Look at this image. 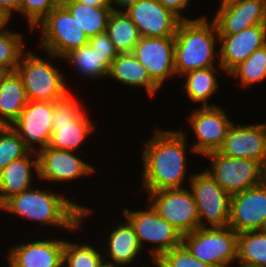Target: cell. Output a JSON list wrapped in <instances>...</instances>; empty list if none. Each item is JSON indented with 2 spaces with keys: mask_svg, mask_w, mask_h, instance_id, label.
I'll return each mask as SVG.
<instances>
[{
  "mask_svg": "<svg viewBox=\"0 0 266 267\" xmlns=\"http://www.w3.org/2000/svg\"><path fill=\"white\" fill-rule=\"evenodd\" d=\"M155 127L151 138L146 139L141 148V191L187 187L194 172H188L189 157L193 150L187 143L189 133L185 129L165 130ZM192 173V174H191ZM187 177V178H186ZM186 182V185H185ZM185 185V186H184Z\"/></svg>",
  "mask_w": 266,
  "mask_h": 267,
  "instance_id": "obj_1",
  "label": "cell"
},
{
  "mask_svg": "<svg viewBox=\"0 0 266 267\" xmlns=\"http://www.w3.org/2000/svg\"><path fill=\"white\" fill-rule=\"evenodd\" d=\"M36 188L33 186L28 190L11 196L1 206L0 211L7 212L17 217H21L32 224L39 223L45 228H59L57 230H66L75 233L85 227L83 223L94 215V209L81 203H76L74 197L71 199L65 196V192H58L50 188ZM56 191V192H55Z\"/></svg>",
  "mask_w": 266,
  "mask_h": 267,
  "instance_id": "obj_2",
  "label": "cell"
},
{
  "mask_svg": "<svg viewBox=\"0 0 266 267\" xmlns=\"http://www.w3.org/2000/svg\"><path fill=\"white\" fill-rule=\"evenodd\" d=\"M192 20H181L175 35V74L183 75L197 69L221 67L219 35L215 22L206 14ZM211 20V21H209Z\"/></svg>",
  "mask_w": 266,
  "mask_h": 267,
  "instance_id": "obj_3",
  "label": "cell"
},
{
  "mask_svg": "<svg viewBox=\"0 0 266 267\" xmlns=\"http://www.w3.org/2000/svg\"><path fill=\"white\" fill-rule=\"evenodd\" d=\"M40 57L35 51L27 50L22 54L16 72L21 77L28 101L54 102L62 98L71 89L68 78L53 60L60 57L45 52ZM53 58V59H52ZM50 59V60H48ZM68 81V82H67ZM70 88H69V87Z\"/></svg>",
  "mask_w": 266,
  "mask_h": 267,
  "instance_id": "obj_4",
  "label": "cell"
},
{
  "mask_svg": "<svg viewBox=\"0 0 266 267\" xmlns=\"http://www.w3.org/2000/svg\"><path fill=\"white\" fill-rule=\"evenodd\" d=\"M81 101L70 90L62 98L53 102L50 148L85 152L81 151V147L88 142L90 136L95 134L98 125L88 117L86 107Z\"/></svg>",
  "mask_w": 266,
  "mask_h": 267,
  "instance_id": "obj_5",
  "label": "cell"
},
{
  "mask_svg": "<svg viewBox=\"0 0 266 267\" xmlns=\"http://www.w3.org/2000/svg\"><path fill=\"white\" fill-rule=\"evenodd\" d=\"M147 204L143 210L135 207L132 210L124 206L122 214L134 227L144 252L145 245L149 247L146 248V254H150L149 260H157L163 253L181 245L183 235Z\"/></svg>",
  "mask_w": 266,
  "mask_h": 267,
  "instance_id": "obj_6",
  "label": "cell"
},
{
  "mask_svg": "<svg viewBox=\"0 0 266 267\" xmlns=\"http://www.w3.org/2000/svg\"><path fill=\"white\" fill-rule=\"evenodd\" d=\"M182 244L195 258L213 267H231L237 260L238 233L229 226L199 227L183 235Z\"/></svg>",
  "mask_w": 266,
  "mask_h": 267,
  "instance_id": "obj_7",
  "label": "cell"
},
{
  "mask_svg": "<svg viewBox=\"0 0 266 267\" xmlns=\"http://www.w3.org/2000/svg\"><path fill=\"white\" fill-rule=\"evenodd\" d=\"M37 30L40 32L37 49L42 48L43 52L61 59L89 41L76 19L62 4L55 7L33 32Z\"/></svg>",
  "mask_w": 266,
  "mask_h": 267,
  "instance_id": "obj_8",
  "label": "cell"
},
{
  "mask_svg": "<svg viewBox=\"0 0 266 267\" xmlns=\"http://www.w3.org/2000/svg\"><path fill=\"white\" fill-rule=\"evenodd\" d=\"M188 187L198 207L199 227L229 226L231 196L205 169L193 173Z\"/></svg>",
  "mask_w": 266,
  "mask_h": 267,
  "instance_id": "obj_9",
  "label": "cell"
},
{
  "mask_svg": "<svg viewBox=\"0 0 266 267\" xmlns=\"http://www.w3.org/2000/svg\"><path fill=\"white\" fill-rule=\"evenodd\" d=\"M203 157L210 164L204 169L230 196L263 183V165L257 161L231 158L218 151Z\"/></svg>",
  "mask_w": 266,
  "mask_h": 267,
  "instance_id": "obj_10",
  "label": "cell"
},
{
  "mask_svg": "<svg viewBox=\"0 0 266 267\" xmlns=\"http://www.w3.org/2000/svg\"><path fill=\"white\" fill-rule=\"evenodd\" d=\"M147 203L182 235L199 228V213L189 187L145 193Z\"/></svg>",
  "mask_w": 266,
  "mask_h": 267,
  "instance_id": "obj_11",
  "label": "cell"
},
{
  "mask_svg": "<svg viewBox=\"0 0 266 267\" xmlns=\"http://www.w3.org/2000/svg\"><path fill=\"white\" fill-rule=\"evenodd\" d=\"M225 108L218 106H197L186 116L187 126L195 135L192 148L202 156L217 151L223 144L234 121Z\"/></svg>",
  "mask_w": 266,
  "mask_h": 267,
  "instance_id": "obj_12",
  "label": "cell"
},
{
  "mask_svg": "<svg viewBox=\"0 0 266 267\" xmlns=\"http://www.w3.org/2000/svg\"><path fill=\"white\" fill-rule=\"evenodd\" d=\"M84 152L66 151L47 146L37 152L38 179L48 183H76L98 172L93 164L86 162L80 155ZM81 157V158H80Z\"/></svg>",
  "mask_w": 266,
  "mask_h": 267,
  "instance_id": "obj_13",
  "label": "cell"
},
{
  "mask_svg": "<svg viewBox=\"0 0 266 267\" xmlns=\"http://www.w3.org/2000/svg\"><path fill=\"white\" fill-rule=\"evenodd\" d=\"M213 16L218 35H233L255 25H266V0H218Z\"/></svg>",
  "mask_w": 266,
  "mask_h": 267,
  "instance_id": "obj_14",
  "label": "cell"
},
{
  "mask_svg": "<svg viewBox=\"0 0 266 267\" xmlns=\"http://www.w3.org/2000/svg\"><path fill=\"white\" fill-rule=\"evenodd\" d=\"M175 37H141L133 54L146 68L152 81L162 89L172 77L174 67Z\"/></svg>",
  "mask_w": 266,
  "mask_h": 267,
  "instance_id": "obj_15",
  "label": "cell"
},
{
  "mask_svg": "<svg viewBox=\"0 0 266 267\" xmlns=\"http://www.w3.org/2000/svg\"><path fill=\"white\" fill-rule=\"evenodd\" d=\"M141 37H175L181 19L158 0H135L122 9Z\"/></svg>",
  "mask_w": 266,
  "mask_h": 267,
  "instance_id": "obj_16",
  "label": "cell"
},
{
  "mask_svg": "<svg viewBox=\"0 0 266 267\" xmlns=\"http://www.w3.org/2000/svg\"><path fill=\"white\" fill-rule=\"evenodd\" d=\"M53 102L28 101L11 127L34 152L49 146L52 137Z\"/></svg>",
  "mask_w": 266,
  "mask_h": 267,
  "instance_id": "obj_17",
  "label": "cell"
},
{
  "mask_svg": "<svg viewBox=\"0 0 266 267\" xmlns=\"http://www.w3.org/2000/svg\"><path fill=\"white\" fill-rule=\"evenodd\" d=\"M49 236L9 247L6 267H63L65 237Z\"/></svg>",
  "mask_w": 266,
  "mask_h": 267,
  "instance_id": "obj_18",
  "label": "cell"
},
{
  "mask_svg": "<svg viewBox=\"0 0 266 267\" xmlns=\"http://www.w3.org/2000/svg\"><path fill=\"white\" fill-rule=\"evenodd\" d=\"M229 227L236 233L266 230V186H258L231 196Z\"/></svg>",
  "mask_w": 266,
  "mask_h": 267,
  "instance_id": "obj_19",
  "label": "cell"
},
{
  "mask_svg": "<svg viewBox=\"0 0 266 267\" xmlns=\"http://www.w3.org/2000/svg\"><path fill=\"white\" fill-rule=\"evenodd\" d=\"M234 120L221 147L220 154L231 158L266 161V123L236 124Z\"/></svg>",
  "mask_w": 266,
  "mask_h": 267,
  "instance_id": "obj_20",
  "label": "cell"
},
{
  "mask_svg": "<svg viewBox=\"0 0 266 267\" xmlns=\"http://www.w3.org/2000/svg\"><path fill=\"white\" fill-rule=\"evenodd\" d=\"M123 219V222L113 225L111 230L109 228L107 235L103 234L107 236L104 237L105 242L101 241L104 262L110 266L135 267L138 265L134 263H138L137 259L140 261L138 257L144 250L139 243L134 227L125 217Z\"/></svg>",
  "mask_w": 266,
  "mask_h": 267,
  "instance_id": "obj_21",
  "label": "cell"
},
{
  "mask_svg": "<svg viewBox=\"0 0 266 267\" xmlns=\"http://www.w3.org/2000/svg\"><path fill=\"white\" fill-rule=\"evenodd\" d=\"M264 45L266 25H255L233 35H219V63L225 75Z\"/></svg>",
  "mask_w": 266,
  "mask_h": 267,
  "instance_id": "obj_22",
  "label": "cell"
},
{
  "mask_svg": "<svg viewBox=\"0 0 266 267\" xmlns=\"http://www.w3.org/2000/svg\"><path fill=\"white\" fill-rule=\"evenodd\" d=\"M35 176V177H34ZM38 180L37 152L12 160L0 171V206L11 196L32 188Z\"/></svg>",
  "mask_w": 266,
  "mask_h": 267,
  "instance_id": "obj_23",
  "label": "cell"
},
{
  "mask_svg": "<svg viewBox=\"0 0 266 267\" xmlns=\"http://www.w3.org/2000/svg\"><path fill=\"white\" fill-rule=\"evenodd\" d=\"M115 80L134 89L146 90L147 96L153 98L161 90L150 78L146 68L133 53L118 54L111 62L107 79ZM158 92V93H157Z\"/></svg>",
  "mask_w": 266,
  "mask_h": 267,
  "instance_id": "obj_24",
  "label": "cell"
},
{
  "mask_svg": "<svg viewBox=\"0 0 266 267\" xmlns=\"http://www.w3.org/2000/svg\"><path fill=\"white\" fill-rule=\"evenodd\" d=\"M219 69V70H217ZM224 73L222 67H210L206 69H197L190 71L183 75V84L180 85V94L186 95L188 101L198 104L200 107L205 106H218L215 102L212 103V99L216 96L218 89L220 88L219 77L217 74ZM182 92V93H181ZM211 103V104H210Z\"/></svg>",
  "mask_w": 266,
  "mask_h": 267,
  "instance_id": "obj_25",
  "label": "cell"
},
{
  "mask_svg": "<svg viewBox=\"0 0 266 267\" xmlns=\"http://www.w3.org/2000/svg\"><path fill=\"white\" fill-rule=\"evenodd\" d=\"M27 102L25 87L18 73H5L0 81V125L11 126Z\"/></svg>",
  "mask_w": 266,
  "mask_h": 267,
  "instance_id": "obj_26",
  "label": "cell"
},
{
  "mask_svg": "<svg viewBox=\"0 0 266 267\" xmlns=\"http://www.w3.org/2000/svg\"><path fill=\"white\" fill-rule=\"evenodd\" d=\"M61 4L76 19L88 38L106 32L108 18L113 11L109 1L101 6H91L76 0H62Z\"/></svg>",
  "mask_w": 266,
  "mask_h": 267,
  "instance_id": "obj_27",
  "label": "cell"
},
{
  "mask_svg": "<svg viewBox=\"0 0 266 267\" xmlns=\"http://www.w3.org/2000/svg\"><path fill=\"white\" fill-rule=\"evenodd\" d=\"M63 60L73 66L74 72L88 81L107 78L108 70L114 58H102L88 43L69 52Z\"/></svg>",
  "mask_w": 266,
  "mask_h": 267,
  "instance_id": "obj_28",
  "label": "cell"
},
{
  "mask_svg": "<svg viewBox=\"0 0 266 267\" xmlns=\"http://www.w3.org/2000/svg\"><path fill=\"white\" fill-rule=\"evenodd\" d=\"M106 33L118 54L132 53L141 38L136 25L122 9H113L108 18Z\"/></svg>",
  "mask_w": 266,
  "mask_h": 267,
  "instance_id": "obj_29",
  "label": "cell"
},
{
  "mask_svg": "<svg viewBox=\"0 0 266 267\" xmlns=\"http://www.w3.org/2000/svg\"><path fill=\"white\" fill-rule=\"evenodd\" d=\"M236 267H266V230L238 233Z\"/></svg>",
  "mask_w": 266,
  "mask_h": 267,
  "instance_id": "obj_30",
  "label": "cell"
},
{
  "mask_svg": "<svg viewBox=\"0 0 266 267\" xmlns=\"http://www.w3.org/2000/svg\"><path fill=\"white\" fill-rule=\"evenodd\" d=\"M70 242L65 239L63 251V267H103L105 265L100 244L80 242L76 239Z\"/></svg>",
  "mask_w": 266,
  "mask_h": 267,
  "instance_id": "obj_31",
  "label": "cell"
},
{
  "mask_svg": "<svg viewBox=\"0 0 266 267\" xmlns=\"http://www.w3.org/2000/svg\"><path fill=\"white\" fill-rule=\"evenodd\" d=\"M228 77L238 80V87L247 89L266 82V45L256 49L244 62L235 67Z\"/></svg>",
  "mask_w": 266,
  "mask_h": 267,
  "instance_id": "obj_32",
  "label": "cell"
},
{
  "mask_svg": "<svg viewBox=\"0 0 266 267\" xmlns=\"http://www.w3.org/2000/svg\"><path fill=\"white\" fill-rule=\"evenodd\" d=\"M17 31L6 29L0 33V69L6 73L16 71L22 54L27 50L26 37Z\"/></svg>",
  "mask_w": 266,
  "mask_h": 267,
  "instance_id": "obj_33",
  "label": "cell"
},
{
  "mask_svg": "<svg viewBox=\"0 0 266 267\" xmlns=\"http://www.w3.org/2000/svg\"><path fill=\"white\" fill-rule=\"evenodd\" d=\"M31 150L11 126L0 129V171L12 160L26 156Z\"/></svg>",
  "mask_w": 266,
  "mask_h": 267,
  "instance_id": "obj_34",
  "label": "cell"
},
{
  "mask_svg": "<svg viewBox=\"0 0 266 267\" xmlns=\"http://www.w3.org/2000/svg\"><path fill=\"white\" fill-rule=\"evenodd\" d=\"M62 3V0H22L19 14L26 19L27 31L33 33L34 29L47 17V15L57 6Z\"/></svg>",
  "mask_w": 266,
  "mask_h": 267,
  "instance_id": "obj_35",
  "label": "cell"
},
{
  "mask_svg": "<svg viewBox=\"0 0 266 267\" xmlns=\"http://www.w3.org/2000/svg\"><path fill=\"white\" fill-rule=\"evenodd\" d=\"M157 261L163 267H213L195 258L183 244L163 253Z\"/></svg>",
  "mask_w": 266,
  "mask_h": 267,
  "instance_id": "obj_36",
  "label": "cell"
},
{
  "mask_svg": "<svg viewBox=\"0 0 266 267\" xmlns=\"http://www.w3.org/2000/svg\"><path fill=\"white\" fill-rule=\"evenodd\" d=\"M88 43L102 58H115L118 55L114 44L106 32L89 38Z\"/></svg>",
  "mask_w": 266,
  "mask_h": 267,
  "instance_id": "obj_37",
  "label": "cell"
},
{
  "mask_svg": "<svg viewBox=\"0 0 266 267\" xmlns=\"http://www.w3.org/2000/svg\"><path fill=\"white\" fill-rule=\"evenodd\" d=\"M165 8L170 9L174 14H176L181 20H192L196 18H191L184 16V11H188L189 6H191L192 0H158ZM187 9V10H186Z\"/></svg>",
  "mask_w": 266,
  "mask_h": 267,
  "instance_id": "obj_38",
  "label": "cell"
},
{
  "mask_svg": "<svg viewBox=\"0 0 266 267\" xmlns=\"http://www.w3.org/2000/svg\"><path fill=\"white\" fill-rule=\"evenodd\" d=\"M22 0H0V10L9 18H13L14 13L19 14Z\"/></svg>",
  "mask_w": 266,
  "mask_h": 267,
  "instance_id": "obj_39",
  "label": "cell"
},
{
  "mask_svg": "<svg viewBox=\"0 0 266 267\" xmlns=\"http://www.w3.org/2000/svg\"><path fill=\"white\" fill-rule=\"evenodd\" d=\"M12 20L13 19L9 18L3 11L0 10V33L8 29V24H10Z\"/></svg>",
  "mask_w": 266,
  "mask_h": 267,
  "instance_id": "obj_40",
  "label": "cell"
},
{
  "mask_svg": "<svg viewBox=\"0 0 266 267\" xmlns=\"http://www.w3.org/2000/svg\"><path fill=\"white\" fill-rule=\"evenodd\" d=\"M135 0H109L113 9H123L126 5L131 4Z\"/></svg>",
  "mask_w": 266,
  "mask_h": 267,
  "instance_id": "obj_41",
  "label": "cell"
},
{
  "mask_svg": "<svg viewBox=\"0 0 266 267\" xmlns=\"http://www.w3.org/2000/svg\"><path fill=\"white\" fill-rule=\"evenodd\" d=\"M80 3H85L91 6H101L105 5L109 0H76Z\"/></svg>",
  "mask_w": 266,
  "mask_h": 267,
  "instance_id": "obj_42",
  "label": "cell"
},
{
  "mask_svg": "<svg viewBox=\"0 0 266 267\" xmlns=\"http://www.w3.org/2000/svg\"><path fill=\"white\" fill-rule=\"evenodd\" d=\"M150 264H153L152 267H163L157 260H151ZM142 267H151V266L149 264L148 265L145 264L144 266L142 265Z\"/></svg>",
  "mask_w": 266,
  "mask_h": 267,
  "instance_id": "obj_43",
  "label": "cell"
},
{
  "mask_svg": "<svg viewBox=\"0 0 266 267\" xmlns=\"http://www.w3.org/2000/svg\"><path fill=\"white\" fill-rule=\"evenodd\" d=\"M263 184L266 186V161L263 164Z\"/></svg>",
  "mask_w": 266,
  "mask_h": 267,
  "instance_id": "obj_44",
  "label": "cell"
},
{
  "mask_svg": "<svg viewBox=\"0 0 266 267\" xmlns=\"http://www.w3.org/2000/svg\"><path fill=\"white\" fill-rule=\"evenodd\" d=\"M5 73L6 72L4 70L0 69V81H1L2 77L5 75Z\"/></svg>",
  "mask_w": 266,
  "mask_h": 267,
  "instance_id": "obj_45",
  "label": "cell"
},
{
  "mask_svg": "<svg viewBox=\"0 0 266 267\" xmlns=\"http://www.w3.org/2000/svg\"><path fill=\"white\" fill-rule=\"evenodd\" d=\"M103 267H117V266H110V265L105 264Z\"/></svg>",
  "mask_w": 266,
  "mask_h": 267,
  "instance_id": "obj_46",
  "label": "cell"
}]
</instances>
